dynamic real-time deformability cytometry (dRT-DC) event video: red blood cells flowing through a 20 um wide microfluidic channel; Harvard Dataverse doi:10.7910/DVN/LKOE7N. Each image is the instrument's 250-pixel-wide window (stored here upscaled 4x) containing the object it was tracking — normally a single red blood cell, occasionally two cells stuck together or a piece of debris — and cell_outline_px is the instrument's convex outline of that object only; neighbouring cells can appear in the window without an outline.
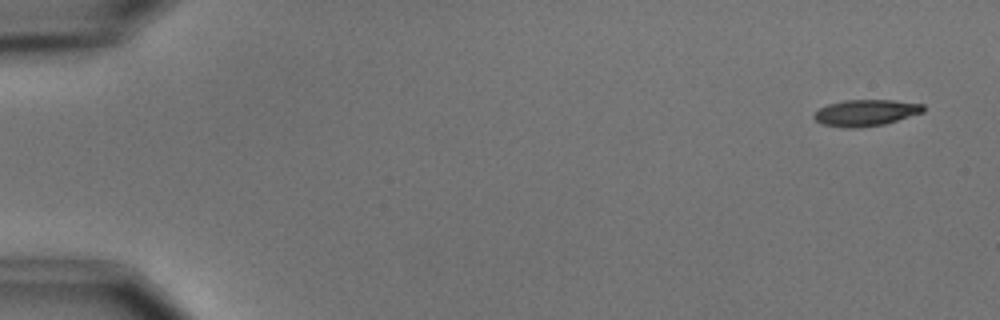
{"species": "common noctule bat (a hibernating species)", "species_latin": "Nyctalus noctula", "temperature_condition": "cold", "stored_images_in_passage": 5, "camera_frame_rate_fps": 3000, "um_per_image_px": 0.085, "animal": {"sex": "male", "body_mass_g": 15.6}, "frame": {"image": 1, "passage_image": 1, "time_ms": 0.0, "image_size_px": [1000, 320], "cell_outline_px": [[924, 112], [884, 124], [860, 128], [844, 128], [824, 124], [816, 120], [812, 116], [820, 108], [828, 104], [844, 100], [892, 100], [924, 104]], "centroid_in_image_um": [73.6, 9.58], "position_along_channel_um": 11.4, "area_um2": 16.76}}
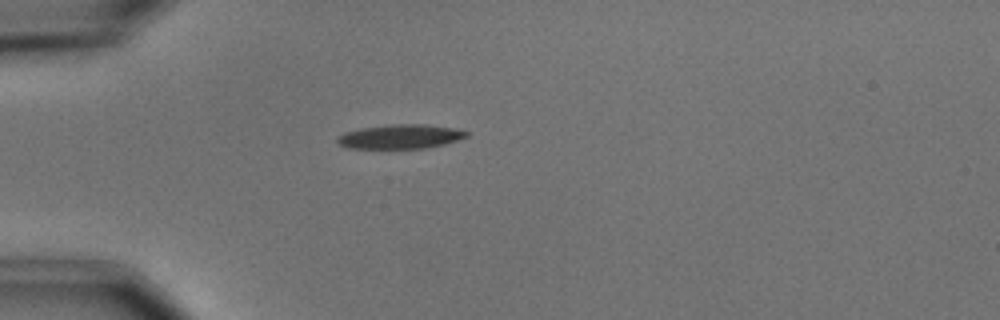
{"frame": {"image": 2, "passage_image": 4, "time_ms": 4.333, "image_size_px": [1000, 320], "cell_outline_px": [[468, 136], [444, 144], [424, 148], [348, 148], [340, 144], [336, 140], [336, 136], [344, 132], [360, 128], [392, 124], [424, 124], [452, 128], [468, 132]], "centroid_in_image_um": [33.98, 11.6], "position_along_channel_um": 51.0, "area_um2": 18.09}}